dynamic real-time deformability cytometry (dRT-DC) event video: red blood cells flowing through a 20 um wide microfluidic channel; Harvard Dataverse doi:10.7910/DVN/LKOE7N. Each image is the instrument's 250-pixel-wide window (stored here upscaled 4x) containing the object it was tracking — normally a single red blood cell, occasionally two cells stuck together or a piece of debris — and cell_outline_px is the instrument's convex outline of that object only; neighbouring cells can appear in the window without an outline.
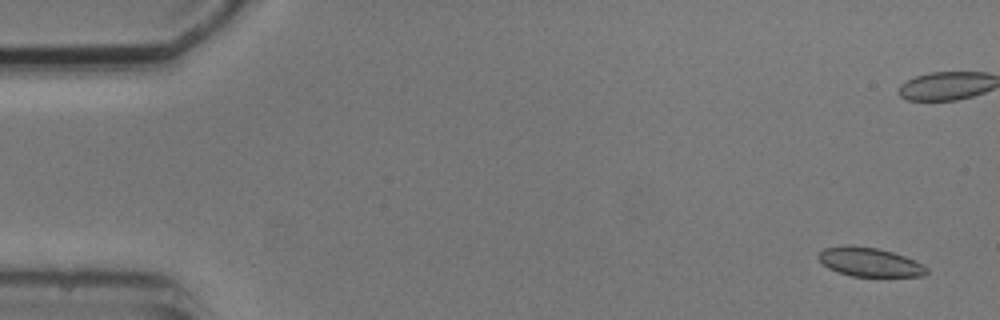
{"species": "common noctule bat (a hibernating species)", "species_latin": "Nyctalus noctula", "temperature_condition": "cold", "stored_images_in_passage": 8, "camera_frame_rate_fps": 3000, "um_per_image_px": 0.085, "animal": {"sex": "male", "body_mass_g": 20.5, "forearm_length_mm": 52.5}, "frame": {"image": 1, "passage_image": 1, "time_ms": 0.0, "image_size_px": [1000, 320], "cell_outline_px": [[928, 272], [924, 276], [852, 276], [828, 268], [816, 256], [824, 248], [848, 244], [876, 248], [892, 252], [916, 260], [924, 264], [928, 268]], "centroid_in_image_um": [73.94, 22.27], "position_along_channel_um": 11.1, "area_um2": 18.26}}
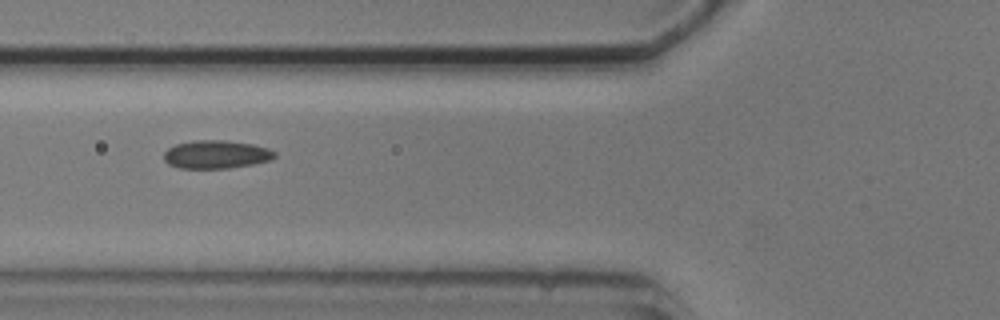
{"frame": {"image": 2, "passage_image": 7, "time_ms": 7.0, "image_size_px": [1000, 320], "cell_outline_px": [[276, 156], [272, 160], [252, 164], [228, 168], [180, 168], [168, 164], [164, 160], [164, 152], [168, 148], [176, 144], [196, 140], [224, 140], [252, 144], [268, 148], [276, 152]], "centroid_in_image_um": [18.38, 13.12], "position_along_channel_um": 107.4, "area_um2": 18.21}}
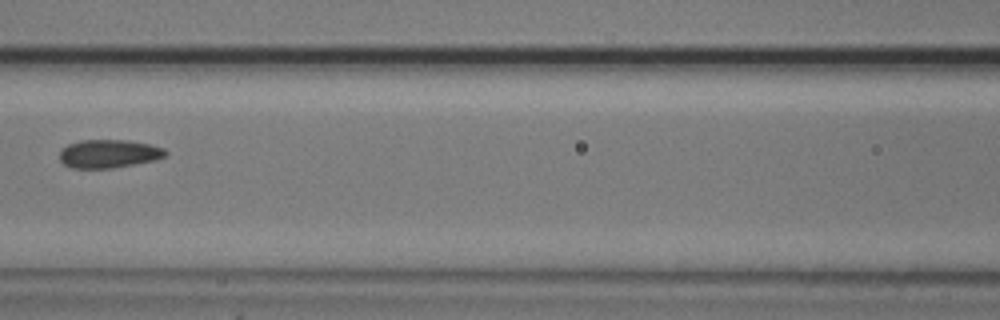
{"frame": {"image": 3, "passage_image": 8, "time_ms": 8.333, "image_size_px": [1000, 320], "cell_outline_px": [[168, 156], [156, 160], [112, 168], [72, 168], [64, 164], [60, 160], [60, 148], [68, 144], [80, 140], [128, 140], [148, 144], [164, 148], [168, 152]], "centroid_in_image_um": [9.26, 13.06], "position_along_channel_um": 157.3, "area_um2": 17.63}}